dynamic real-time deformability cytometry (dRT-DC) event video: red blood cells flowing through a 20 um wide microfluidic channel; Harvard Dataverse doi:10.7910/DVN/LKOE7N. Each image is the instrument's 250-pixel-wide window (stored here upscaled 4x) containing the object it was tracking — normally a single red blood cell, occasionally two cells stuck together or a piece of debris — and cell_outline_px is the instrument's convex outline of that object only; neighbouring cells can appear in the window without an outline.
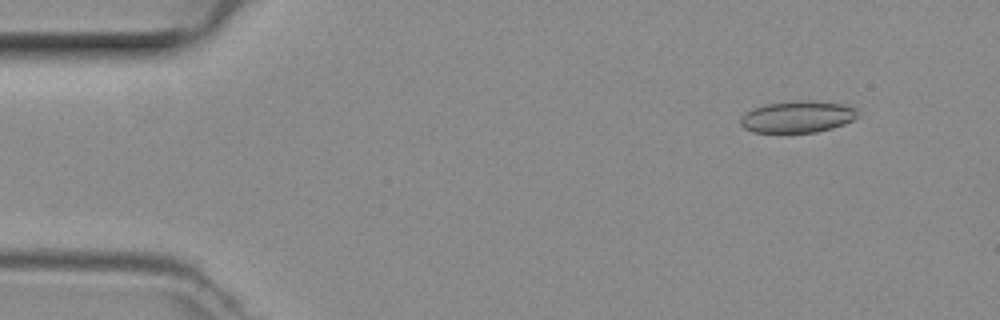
{"species": "common noctule bat (a hibernating species)", "species_latin": "Nyctalus noctula", "temperature_condition": "room temperature", "stored_images_in_passage": 47, "camera_frame_rate_fps": 3000, "um_per_image_px": 0.085, "animal": {"sex": "female", "body_mass_g": 29.2, "forearm_length_mm": 56.3}, "frame": {"image": 1, "passage_image": 4, "time_ms": 1.0, "image_size_px": [1000, 320], "cell_outline_px": [[860, 116], [844, 124], [832, 128], [816, 132], [752, 132], [744, 128], [740, 124], [740, 120], [752, 108], [768, 104], [796, 100], [808, 100], [844, 104], [860, 108]], "centroid_in_image_um": [67.87, 9.92], "position_along_channel_um": 17.1, "area_um2": 21.79}}
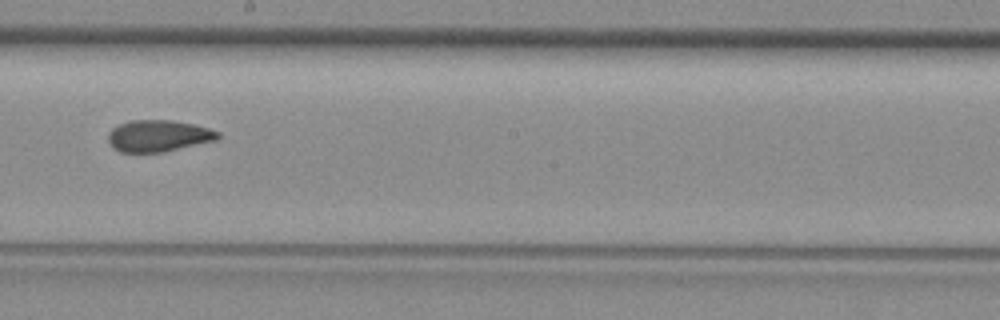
{"frame": {"image": 2, "passage_image": 26, "time_ms": 8.333, "image_size_px": [1000, 320], "cell_outline_px": [[220, 136], [216, 140], [164, 152], [120, 152], [112, 148], [108, 140], [108, 132], [112, 128], [120, 124], [132, 120], [172, 120], [192, 124], [208, 128], [220, 132]], "centroid_in_image_um": [13.44, 11.55], "position_along_channel_um": 234.8, "area_um2": 20.23}}
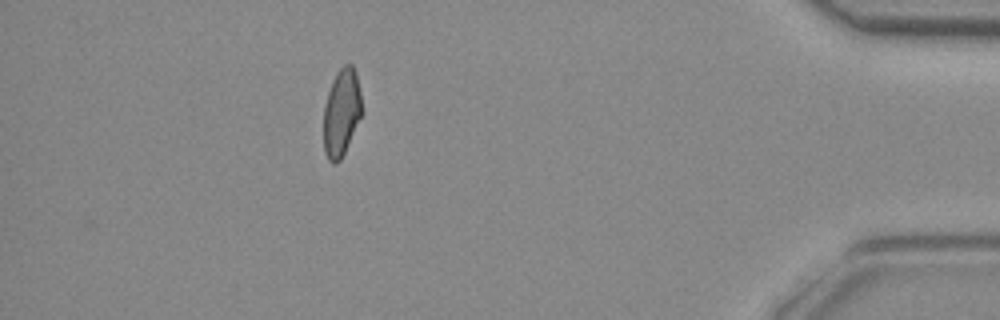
{"frame": {"image": 3, "passage_image": 42, "time_ms": 13.667, "image_size_px": [1000, 320], "cell_outline_px": [[364, 112], [340, 160], [336, 164], [332, 164], [328, 160], [324, 152], [324, 108], [328, 92], [332, 80], [336, 72], [344, 64], [352, 64], [356, 72]], "centroid_in_image_um": [29.04, 9.56], "position_along_channel_um": 406.2, "area_um2": 19.71}}